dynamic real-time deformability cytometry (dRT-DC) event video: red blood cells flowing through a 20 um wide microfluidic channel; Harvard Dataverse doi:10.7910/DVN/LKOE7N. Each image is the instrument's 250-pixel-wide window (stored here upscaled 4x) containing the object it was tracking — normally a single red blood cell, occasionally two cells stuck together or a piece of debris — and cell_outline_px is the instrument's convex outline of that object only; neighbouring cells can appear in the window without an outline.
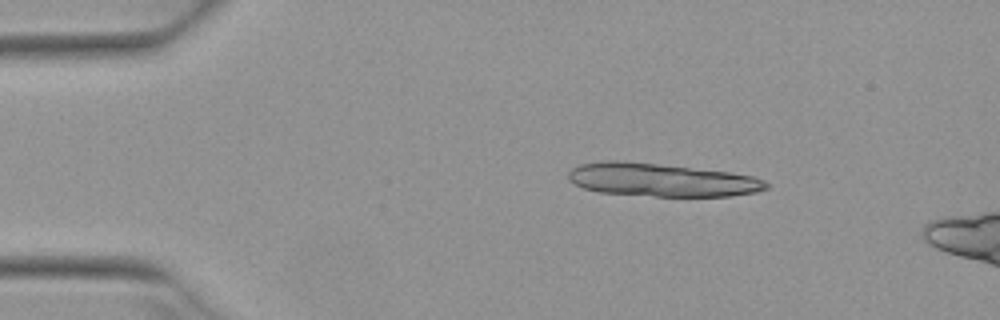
{"species": "Egyptian fruit bat (a non-hibernating species)", "species_latin": "Rousettus aegyptiacus", "temperature_condition": "warm", "stored_images_in_passage": 3, "camera_frame_rate_fps": 3000, "um_per_image_px": 0.085, "animal": {"sex": "female"}, "frame": {"image": 1, "passage_image": 1, "time_ms": 0.0, "image_size_px": [1000, 320], "cell_outline_px": [[768, 188], [756, 192], [732, 196], [656, 196], [600, 192], [584, 188], [568, 180], [568, 172], [572, 168], [580, 164], [604, 160], [616, 160], [656, 164], [728, 172], [752, 176], [764, 180], [768, 184]], "centroid_in_image_um": [56.21, 15.29], "position_along_channel_um": 28.8, "area_um2": 37.92}}